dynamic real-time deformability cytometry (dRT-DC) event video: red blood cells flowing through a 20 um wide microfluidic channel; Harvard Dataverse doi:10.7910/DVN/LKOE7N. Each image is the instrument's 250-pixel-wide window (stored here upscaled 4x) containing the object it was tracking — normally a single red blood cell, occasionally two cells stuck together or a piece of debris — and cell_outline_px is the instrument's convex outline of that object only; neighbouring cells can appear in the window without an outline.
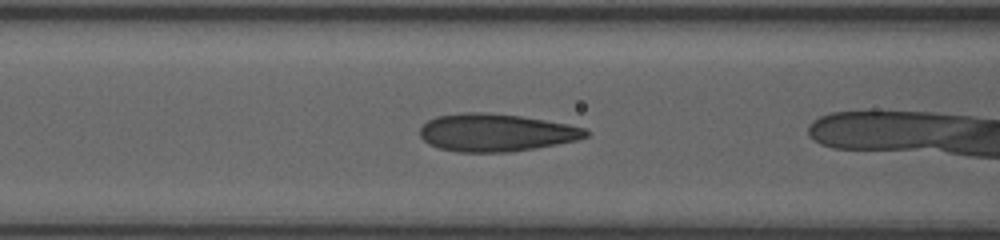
{"species": "human", "species_latin": "Homo sapiens", "temperature_condition": "room temperature", "stored_images_in_passage": 11, "camera_frame_rate_fps": 3000, "um_per_image_px": 0.085, "donor": {"sex": "female"}, "frame": {"image": 1, "passage_image": 4, "time_ms": 1.0, "image_size_px": [1000, 240], "cell_outline_px": [[588, 136], [576, 140], [536, 148], [508, 152], [456, 152], [440, 148], [428, 144], [420, 136], [420, 128], [428, 120], [436, 116], [464, 112], [484, 112], [520, 116], [568, 124], [584, 128], [588, 132]], "centroid_in_image_um": [42.12, 11.27], "position_along_channel_um": 124.5, "area_um2": 36.3}}
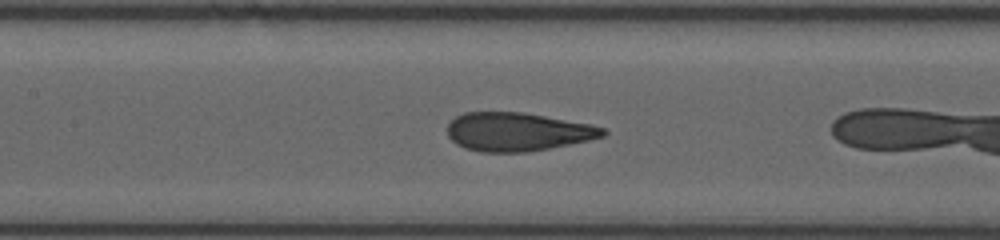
{"frame": {"image": 2, "passage_image": 8, "time_ms": 2.0, "image_size_px": [1000, 240], "cell_outline_px": [[608, 132], [604, 136], [588, 140], [528, 152], [480, 152], [464, 148], [456, 144], [448, 136], [448, 124], [456, 116], [464, 112], [524, 112], [588, 124], [604, 128]], "centroid_in_image_um": [43.95, 11.2], "position_along_channel_um": 163.5, "area_um2": 34.74}}